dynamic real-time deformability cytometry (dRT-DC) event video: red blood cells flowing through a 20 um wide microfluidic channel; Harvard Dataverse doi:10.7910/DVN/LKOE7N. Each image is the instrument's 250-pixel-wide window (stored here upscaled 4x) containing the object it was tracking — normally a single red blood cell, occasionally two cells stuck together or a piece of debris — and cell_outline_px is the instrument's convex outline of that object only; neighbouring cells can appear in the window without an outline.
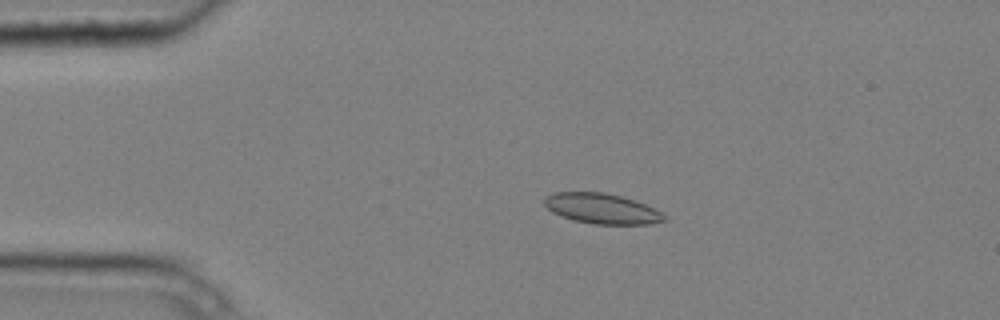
{"species": "common noctule bat (a hibernating species)", "species_latin": "Nyctalus noctula", "temperature_condition": "cold", "stored_images_in_passage": 6, "camera_frame_rate_fps": 3000, "um_per_image_px": 0.085, "animal": {"sex": "male", "body_mass_g": 20.4}, "frame": {"image": 1, "passage_image": 3, "time_ms": 0.667, "image_size_px": [1000, 320], "cell_outline_px": [[668, 220], [648, 224], [592, 224], [572, 220], [552, 212], [544, 204], [544, 200], [548, 196], [556, 192], [604, 192], [620, 196], [656, 208], [668, 216]], "centroid_in_image_um": [51.2, 17.74], "position_along_channel_um": 33.8, "area_um2": 21.15}}
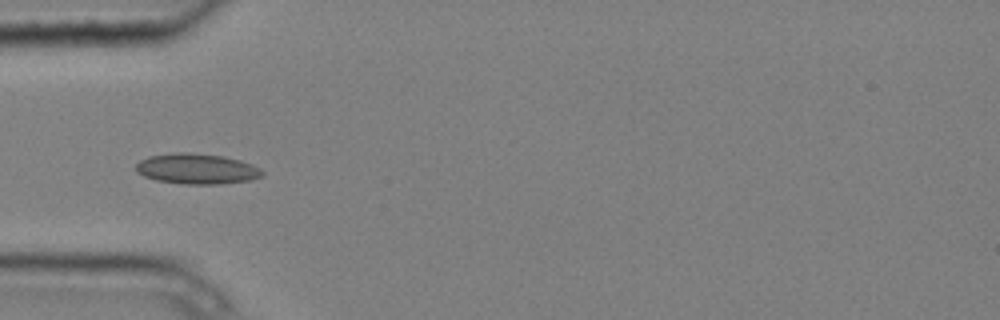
{"frame": {"image": 2, "passage_image": 5, "time_ms": 1.333, "image_size_px": [1000, 320], "cell_outline_px": [[264, 176], [252, 180], [220, 184], [184, 184], [156, 180], [144, 176], [136, 172], [136, 164], [140, 160], [148, 156], [172, 152], [188, 152], [224, 156], [240, 160], [252, 164], [260, 168], [264, 172]], "centroid_in_image_um": [16.74, 14.34], "position_along_channel_um": 68.3, "area_um2": 22.72}}
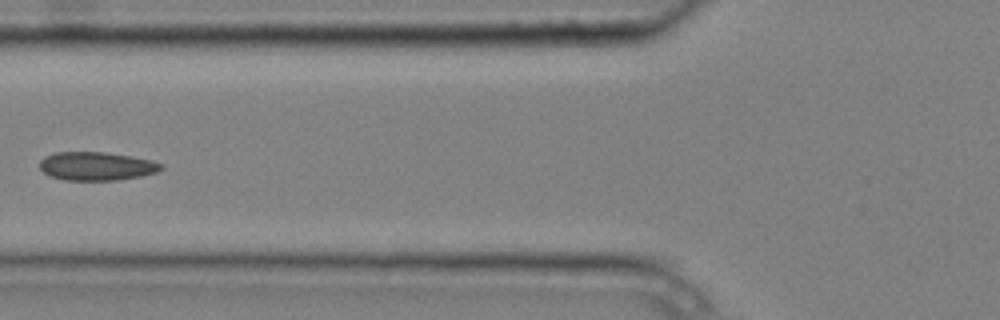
{"frame": {"image": 3, "passage_image": 6, "time_ms": 1.667, "image_size_px": [1000, 320], "cell_outline_px": [[164, 168], [156, 172], [140, 176], [120, 180], [64, 180], [52, 176], [44, 172], [40, 168], [40, 160], [44, 156], [56, 152], [104, 152], [152, 160], [164, 164]], "centroid_in_image_um": [8.22, 14.12], "position_along_channel_um": 117.6, "area_um2": 20.11}}